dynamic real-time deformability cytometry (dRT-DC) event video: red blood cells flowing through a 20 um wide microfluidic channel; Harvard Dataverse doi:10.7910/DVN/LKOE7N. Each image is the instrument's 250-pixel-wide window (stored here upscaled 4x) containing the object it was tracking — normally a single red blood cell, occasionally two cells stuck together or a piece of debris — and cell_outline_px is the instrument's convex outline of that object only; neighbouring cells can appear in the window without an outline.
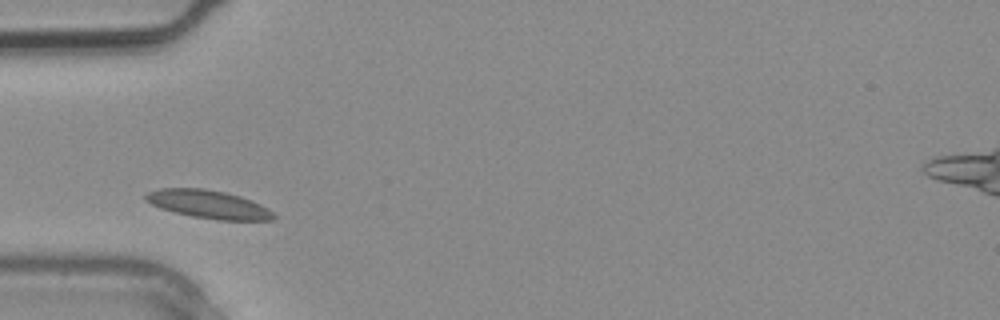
{"species": "common noctule bat (a hibernating species)", "species_latin": "Nyctalus noctula", "temperature_condition": "warm", "stored_images_in_passage": 1, "camera_frame_rate_fps": 3000, "um_per_image_px": 0.085, "animal": {"sex": "male", "body_mass_g": 20.4}, "frame": {"image": 1, "passage_image": 1, "time_ms": 0.0, "image_size_px": [1000, 320], "cell_outline_px": [[276, 216], [272, 220], [216, 220], [192, 216], [160, 208], [144, 200], [144, 196], [148, 192], [160, 188], [204, 188], [224, 192], [240, 196], [252, 200], [268, 208]], "centroid_in_image_um": [17.72, 17.36], "position_along_channel_um": 67.3, "area_um2": 20.98}}